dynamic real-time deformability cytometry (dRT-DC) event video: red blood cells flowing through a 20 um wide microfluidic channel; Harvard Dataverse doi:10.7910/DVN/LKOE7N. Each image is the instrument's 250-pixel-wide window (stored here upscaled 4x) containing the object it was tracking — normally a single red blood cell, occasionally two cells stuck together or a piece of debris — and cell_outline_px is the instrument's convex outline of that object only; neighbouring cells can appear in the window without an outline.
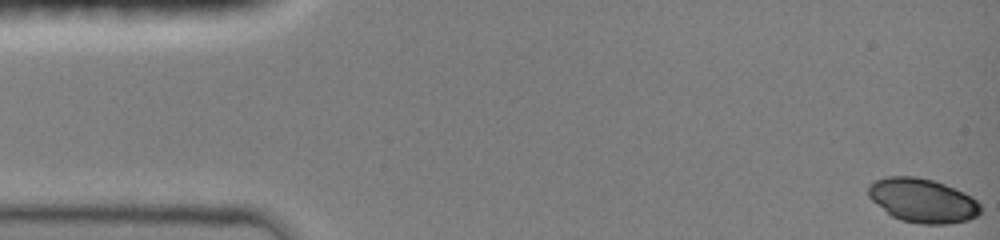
{"species": "common noctule bat (a hibernating species)", "species_latin": "Nyctalus noctula", "temperature_condition": "room temperature", "stored_images_in_passage": 59, "camera_frame_rate_fps": 3000, "um_per_image_px": 0.085, "animal": {"sex": "female", "body_mass_g": 19.0, "forearm_length_mm": 51.5}, "frame": {"image": 1, "passage_image": 1, "time_ms": 0.0, "image_size_px": [1000, 240], "cell_outline_px": [[980, 212], [976, 216], [968, 220], [948, 224], [920, 224], [900, 220], [892, 216], [872, 200], [868, 196], [868, 184], [876, 180], [888, 176], [916, 176], [932, 180], [944, 184], [964, 192], [972, 196], [980, 204]], "centroid_in_image_um": [78.42, 17.04], "position_along_channel_um": 6.6, "area_um2": 28.78}}
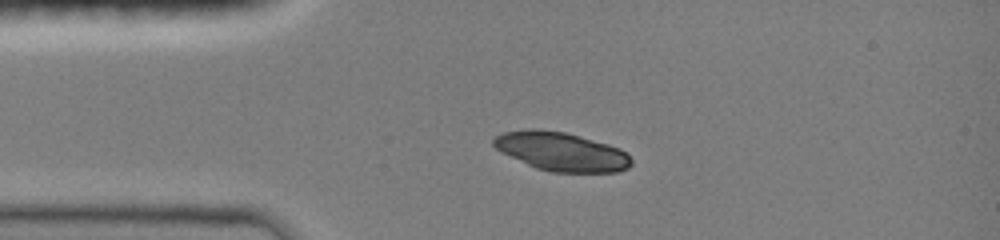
{"frame": {"image": 2, "passage_image": 15, "time_ms": 3.333, "image_size_px": [1000, 240], "cell_outline_px": [[632, 164], [628, 168], [616, 172], [552, 172], [536, 168], [500, 152], [492, 144], [492, 140], [496, 136], [504, 132], [528, 128], [540, 128], [564, 132], [580, 136], [608, 144], [620, 148], [632, 160]], "centroid_in_image_um": [47.68, 12.87], "position_along_channel_um": 37.3, "area_um2": 31.15}}